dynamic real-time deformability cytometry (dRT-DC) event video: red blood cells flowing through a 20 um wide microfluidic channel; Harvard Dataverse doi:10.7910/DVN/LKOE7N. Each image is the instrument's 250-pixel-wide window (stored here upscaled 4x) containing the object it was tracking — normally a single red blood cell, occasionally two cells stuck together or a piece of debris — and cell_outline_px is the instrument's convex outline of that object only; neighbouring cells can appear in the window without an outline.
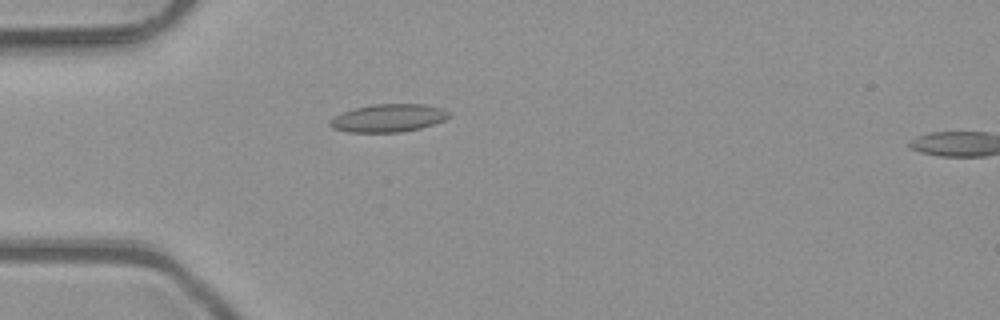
{"species": "common noctule bat (a hibernating species)", "species_latin": "Nyctalus noctula", "temperature_condition": "room temperature", "stored_images_in_passage": 3, "camera_frame_rate_fps": 3000, "um_per_image_px": 0.085, "animal": {"sex": "male", "body_mass_g": 23.1, "forearm_length_mm": 52.7}, "frame": {"image": 1, "passage_image": 1, "time_ms": 0.0, "image_size_px": [1000, 320], "cell_outline_px": [[448, 116], [444, 120], [420, 128], [400, 132], [348, 132], [332, 128], [328, 124], [328, 120], [332, 116], [356, 108], [376, 104], [424, 104], [444, 108], [448, 112]], "centroid_in_image_um": [32.97, 10.03], "position_along_channel_um": 52.0, "area_um2": 19.25}}